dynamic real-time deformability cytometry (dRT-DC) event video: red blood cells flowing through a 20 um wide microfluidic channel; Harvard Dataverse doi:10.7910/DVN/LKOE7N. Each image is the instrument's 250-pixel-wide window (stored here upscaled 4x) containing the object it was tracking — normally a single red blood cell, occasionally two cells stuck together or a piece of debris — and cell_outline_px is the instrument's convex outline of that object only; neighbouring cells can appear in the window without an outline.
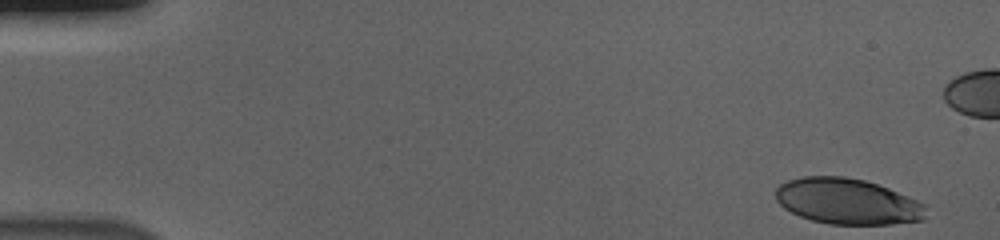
{"species": "human", "species_latin": "Homo sapiens", "temperature_condition": "cold", "stored_images_in_passage": 48, "camera_frame_rate_fps": 3000, "um_per_image_px": 0.085, "donor": {"sex": "male"}, "frame": {"image": 1, "passage_image": 1, "time_ms": 0.0, "image_size_px": [1000, 240], "cell_outline_px": [[924, 220], [892, 224], [828, 224], [812, 220], [800, 216], [784, 208], [776, 200], [776, 188], [780, 184], [788, 180], [804, 176], [844, 176], [864, 180], [888, 188], [916, 200], [924, 204]], "centroid_in_image_um": [71.99, 17.12], "position_along_channel_um": 13.0, "area_um2": 39.88}}
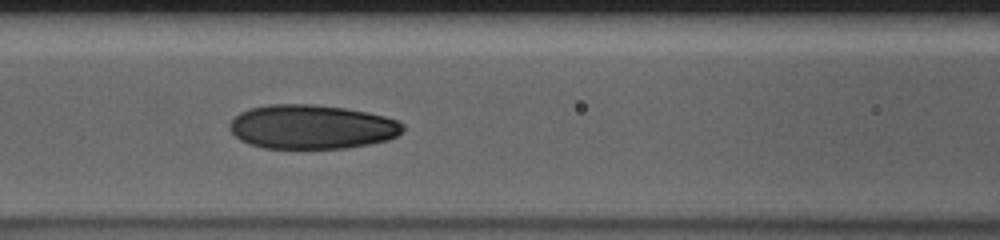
{"frame": {"image": 2, "passage_image": 23, "time_ms": 7.333, "image_size_px": [1000, 240], "cell_outline_px": [[404, 128], [396, 136], [388, 140], [348, 148], [264, 148], [240, 140], [228, 128], [228, 124], [240, 112], [252, 108], [272, 104], [312, 104], [344, 108], [368, 112], [384, 116], [396, 120], [404, 124]], "centroid_in_image_um": [26.5, 10.78], "position_along_channel_um": 140.1, "area_um2": 44.45}}
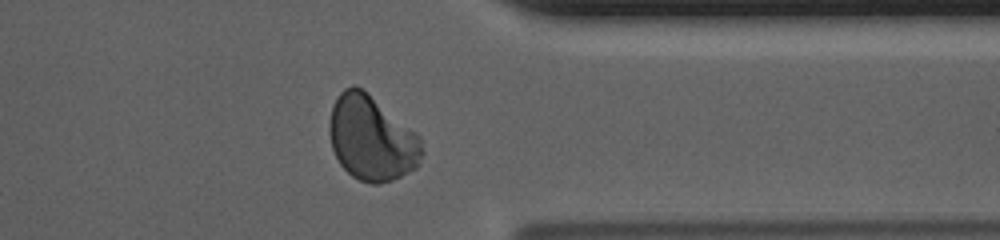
{"frame": {"image": 3, "passage_image": 43, "time_ms": 14.0, "image_size_px": [1000, 240], "cell_outline_px": [[424, 152], [420, 164], [416, 168], [392, 180], [380, 184], [372, 184], [360, 180], [352, 176], [340, 164], [332, 148], [328, 132], [328, 124], [332, 104], [336, 96], [344, 88], [352, 84], [360, 88], [416, 132], [420, 136]], "centroid_in_image_um": [31.57, 11.77], "position_along_channel_um": 379.8, "area_um2": 45.84}}